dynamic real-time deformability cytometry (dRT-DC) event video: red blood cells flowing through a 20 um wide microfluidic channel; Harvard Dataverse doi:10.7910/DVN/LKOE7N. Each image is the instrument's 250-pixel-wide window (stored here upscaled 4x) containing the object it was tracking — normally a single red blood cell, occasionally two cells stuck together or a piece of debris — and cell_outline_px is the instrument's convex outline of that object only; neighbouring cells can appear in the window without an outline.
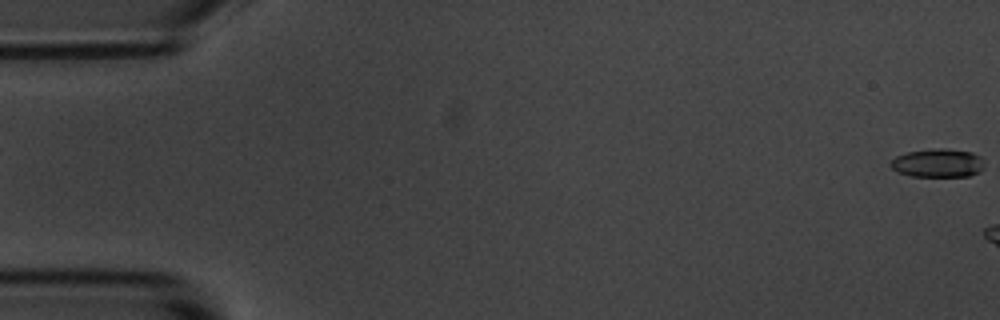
{"species": "common noctule bat (a hibernating species)", "species_latin": "Nyctalus noctula", "temperature_condition": "room temperature", "stored_images_in_passage": 5, "segment_of_instrument_passage": [2, 2], "camera_frame_rate_fps": 3000, "um_per_image_px": 0.085, "animal": {"sex": "male", "body_mass_g": 20.1, "forearm_length_mm": 53.5}, "frame": {"image": 1, "passage_image": 5, "time_ms": 5.0, "image_size_px": [1000, 320], "cell_outline_px": [[984, 168], [980, 172], [968, 176], [912, 176], [900, 172], [892, 168], [888, 164], [896, 156], [908, 152], [936, 148], [944, 148], [972, 152], [980, 156], [984, 160]], "centroid_in_image_um": [79.76, 13.85], "position_along_channel_um": 5.2, "area_um2": 15.61}}